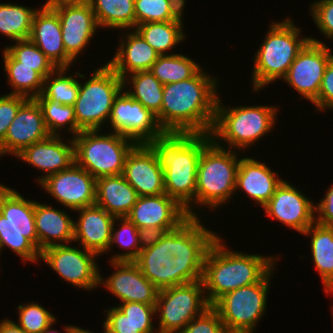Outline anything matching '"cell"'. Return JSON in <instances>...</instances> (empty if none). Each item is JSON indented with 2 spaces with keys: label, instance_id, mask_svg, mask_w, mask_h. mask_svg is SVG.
Masks as SVG:
<instances>
[{
  "label": "cell",
  "instance_id": "cell-1",
  "mask_svg": "<svg viewBox=\"0 0 333 333\" xmlns=\"http://www.w3.org/2000/svg\"><path fill=\"white\" fill-rule=\"evenodd\" d=\"M189 216L176 229L146 237L134 261L159 290L202 280L204 259L219 236Z\"/></svg>",
  "mask_w": 333,
  "mask_h": 333
},
{
  "label": "cell",
  "instance_id": "cell-2",
  "mask_svg": "<svg viewBox=\"0 0 333 333\" xmlns=\"http://www.w3.org/2000/svg\"><path fill=\"white\" fill-rule=\"evenodd\" d=\"M202 69L187 80L163 85L156 119L164 132L210 134L219 97L218 79Z\"/></svg>",
  "mask_w": 333,
  "mask_h": 333
},
{
  "label": "cell",
  "instance_id": "cell-3",
  "mask_svg": "<svg viewBox=\"0 0 333 333\" xmlns=\"http://www.w3.org/2000/svg\"><path fill=\"white\" fill-rule=\"evenodd\" d=\"M211 141L210 134L164 132L148 143L163 170L165 193L185 208L188 216H199L192 210L197 168L202 150Z\"/></svg>",
  "mask_w": 333,
  "mask_h": 333
},
{
  "label": "cell",
  "instance_id": "cell-4",
  "mask_svg": "<svg viewBox=\"0 0 333 333\" xmlns=\"http://www.w3.org/2000/svg\"><path fill=\"white\" fill-rule=\"evenodd\" d=\"M276 258L228 250L218 236L204 259L202 282L208 303L213 305L228 292L260 282L275 269Z\"/></svg>",
  "mask_w": 333,
  "mask_h": 333
},
{
  "label": "cell",
  "instance_id": "cell-5",
  "mask_svg": "<svg viewBox=\"0 0 333 333\" xmlns=\"http://www.w3.org/2000/svg\"><path fill=\"white\" fill-rule=\"evenodd\" d=\"M300 32L299 27L289 18L282 22H272L255 55L251 75L254 92L287 75L296 56L311 38L300 36Z\"/></svg>",
  "mask_w": 333,
  "mask_h": 333
},
{
  "label": "cell",
  "instance_id": "cell-6",
  "mask_svg": "<svg viewBox=\"0 0 333 333\" xmlns=\"http://www.w3.org/2000/svg\"><path fill=\"white\" fill-rule=\"evenodd\" d=\"M220 99L217 100L214 124L210 132L211 140L218 146L227 143V148L231 150H245L275 126L278 109L275 106L226 108Z\"/></svg>",
  "mask_w": 333,
  "mask_h": 333
},
{
  "label": "cell",
  "instance_id": "cell-7",
  "mask_svg": "<svg viewBox=\"0 0 333 333\" xmlns=\"http://www.w3.org/2000/svg\"><path fill=\"white\" fill-rule=\"evenodd\" d=\"M237 152L211 141L199 159L196 179V203L211 209L227 203L233 196L240 158Z\"/></svg>",
  "mask_w": 333,
  "mask_h": 333
},
{
  "label": "cell",
  "instance_id": "cell-8",
  "mask_svg": "<svg viewBox=\"0 0 333 333\" xmlns=\"http://www.w3.org/2000/svg\"><path fill=\"white\" fill-rule=\"evenodd\" d=\"M5 246L24 262L40 258L34 200L25 199L12 188L0 198V250Z\"/></svg>",
  "mask_w": 333,
  "mask_h": 333
},
{
  "label": "cell",
  "instance_id": "cell-9",
  "mask_svg": "<svg viewBox=\"0 0 333 333\" xmlns=\"http://www.w3.org/2000/svg\"><path fill=\"white\" fill-rule=\"evenodd\" d=\"M83 130L72 136L75 147V163L95 179L123 174L129 151L136 144L133 140L111 132Z\"/></svg>",
  "mask_w": 333,
  "mask_h": 333
},
{
  "label": "cell",
  "instance_id": "cell-10",
  "mask_svg": "<svg viewBox=\"0 0 333 333\" xmlns=\"http://www.w3.org/2000/svg\"><path fill=\"white\" fill-rule=\"evenodd\" d=\"M121 90L122 78L108 64L97 68L84 84L79 82V93L74 104L78 133L101 130L103 123L108 122L114 99Z\"/></svg>",
  "mask_w": 333,
  "mask_h": 333
},
{
  "label": "cell",
  "instance_id": "cell-11",
  "mask_svg": "<svg viewBox=\"0 0 333 333\" xmlns=\"http://www.w3.org/2000/svg\"><path fill=\"white\" fill-rule=\"evenodd\" d=\"M273 269L258 283L240 287L220 297L212 306L229 333H253L264 316Z\"/></svg>",
  "mask_w": 333,
  "mask_h": 333
},
{
  "label": "cell",
  "instance_id": "cell-12",
  "mask_svg": "<svg viewBox=\"0 0 333 333\" xmlns=\"http://www.w3.org/2000/svg\"><path fill=\"white\" fill-rule=\"evenodd\" d=\"M202 280L159 290L155 313L159 314L158 332L179 333L211 305L204 295Z\"/></svg>",
  "mask_w": 333,
  "mask_h": 333
},
{
  "label": "cell",
  "instance_id": "cell-13",
  "mask_svg": "<svg viewBox=\"0 0 333 333\" xmlns=\"http://www.w3.org/2000/svg\"><path fill=\"white\" fill-rule=\"evenodd\" d=\"M97 254L86 249L71 247L70 244L53 245L40 252V258L63 280L85 290L99 286L100 270Z\"/></svg>",
  "mask_w": 333,
  "mask_h": 333
},
{
  "label": "cell",
  "instance_id": "cell-14",
  "mask_svg": "<svg viewBox=\"0 0 333 333\" xmlns=\"http://www.w3.org/2000/svg\"><path fill=\"white\" fill-rule=\"evenodd\" d=\"M333 59L330 48L318 39L310 41L296 56L283 78L303 98L312 103L317 99L328 63Z\"/></svg>",
  "mask_w": 333,
  "mask_h": 333
},
{
  "label": "cell",
  "instance_id": "cell-15",
  "mask_svg": "<svg viewBox=\"0 0 333 333\" xmlns=\"http://www.w3.org/2000/svg\"><path fill=\"white\" fill-rule=\"evenodd\" d=\"M124 90L123 88L114 99L111 108L108 122L112 132L119 133L136 144L149 143L161 136L164 131L159 126L156 115Z\"/></svg>",
  "mask_w": 333,
  "mask_h": 333
},
{
  "label": "cell",
  "instance_id": "cell-16",
  "mask_svg": "<svg viewBox=\"0 0 333 333\" xmlns=\"http://www.w3.org/2000/svg\"><path fill=\"white\" fill-rule=\"evenodd\" d=\"M188 217L185 208L166 193L139 196L127 216L146 236L174 230Z\"/></svg>",
  "mask_w": 333,
  "mask_h": 333
},
{
  "label": "cell",
  "instance_id": "cell-17",
  "mask_svg": "<svg viewBox=\"0 0 333 333\" xmlns=\"http://www.w3.org/2000/svg\"><path fill=\"white\" fill-rule=\"evenodd\" d=\"M40 185L65 208L77 210L95 204L96 179L74 163L70 168L48 176Z\"/></svg>",
  "mask_w": 333,
  "mask_h": 333
},
{
  "label": "cell",
  "instance_id": "cell-18",
  "mask_svg": "<svg viewBox=\"0 0 333 333\" xmlns=\"http://www.w3.org/2000/svg\"><path fill=\"white\" fill-rule=\"evenodd\" d=\"M262 208L269 218L276 219L301 234L315 223L313 200L286 181L280 184Z\"/></svg>",
  "mask_w": 333,
  "mask_h": 333
},
{
  "label": "cell",
  "instance_id": "cell-19",
  "mask_svg": "<svg viewBox=\"0 0 333 333\" xmlns=\"http://www.w3.org/2000/svg\"><path fill=\"white\" fill-rule=\"evenodd\" d=\"M138 196H157L165 193L163 170L154 150L148 143L135 144L126 156L122 174Z\"/></svg>",
  "mask_w": 333,
  "mask_h": 333
},
{
  "label": "cell",
  "instance_id": "cell-20",
  "mask_svg": "<svg viewBox=\"0 0 333 333\" xmlns=\"http://www.w3.org/2000/svg\"><path fill=\"white\" fill-rule=\"evenodd\" d=\"M50 135L38 102L34 98H28L19 107L5 138L0 142V156H5L7 153L16 156L24 148Z\"/></svg>",
  "mask_w": 333,
  "mask_h": 333
},
{
  "label": "cell",
  "instance_id": "cell-21",
  "mask_svg": "<svg viewBox=\"0 0 333 333\" xmlns=\"http://www.w3.org/2000/svg\"><path fill=\"white\" fill-rule=\"evenodd\" d=\"M109 262L115 268V272L106 279L100 274L99 284H103L122 303H156L159 289L143 275L134 261Z\"/></svg>",
  "mask_w": 333,
  "mask_h": 333
},
{
  "label": "cell",
  "instance_id": "cell-22",
  "mask_svg": "<svg viewBox=\"0 0 333 333\" xmlns=\"http://www.w3.org/2000/svg\"><path fill=\"white\" fill-rule=\"evenodd\" d=\"M59 16L66 53L75 61L99 28L89 3L51 7Z\"/></svg>",
  "mask_w": 333,
  "mask_h": 333
},
{
  "label": "cell",
  "instance_id": "cell-23",
  "mask_svg": "<svg viewBox=\"0 0 333 333\" xmlns=\"http://www.w3.org/2000/svg\"><path fill=\"white\" fill-rule=\"evenodd\" d=\"M67 140L68 143H65L61 135H50L48 138L24 148L15 157L45 173L37 179L40 184L48 176L66 170L75 163L73 138Z\"/></svg>",
  "mask_w": 333,
  "mask_h": 333
},
{
  "label": "cell",
  "instance_id": "cell-24",
  "mask_svg": "<svg viewBox=\"0 0 333 333\" xmlns=\"http://www.w3.org/2000/svg\"><path fill=\"white\" fill-rule=\"evenodd\" d=\"M57 68H70L74 60L66 53L58 13L45 4L33 17L29 38Z\"/></svg>",
  "mask_w": 333,
  "mask_h": 333
},
{
  "label": "cell",
  "instance_id": "cell-25",
  "mask_svg": "<svg viewBox=\"0 0 333 333\" xmlns=\"http://www.w3.org/2000/svg\"><path fill=\"white\" fill-rule=\"evenodd\" d=\"M75 211L79 218L74 221L73 241L98 256L107 252L115 217L96 204Z\"/></svg>",
  "mask_w": 333,
  "mask_h": 333
},
{
  "label": "cell",
  "instance_id": "cell-26",
  "mask_svg": "<svg viewBox=\"0 0 333 333\" xmlns=\"http://www.w3.org/2000/svg\"><path fill=\"white\" fill-rule=\"evenodd\" d=\"M283 181L265 163L244 157L238 166L235 191L243 190L256 205L263 207Z\"/></svg>",
  "mask_w": 333,
  "mask_h": 333
},
{
  "label": "cell",
  "instance_id": "cell-27",
  "mask_svg": "<svg viewBox=\"0 0 333 333\" xmlns=\"http://www.w3.org/2000/svg\"><path fill=\"white\" fill-rule=\"evenodd\" d=\"M125 38H122L114 57L107 62L122 79L127 78L128 73L150 70L159 57L135 29Z\"/></svg>",
  "mask_w": 333,
  "mask_h": 333
},
{
  "label": "cell",
  "instance_id": "cell-28",
  "mask_svg": "<svg viewBox=\"0 0 333 333\" xmlns=\"http://www.w3.org/2000/svg\"><path fill=\"white\" fill-rule=\"evenodd\" d=\"M34 215L40 252L56 244L73 242L74 221L63 210L34 201Z\"/></svg>",
  "mask_w": 333,
  "mask_h": 333
},
{
  "label": "cell",
  "instance_id": "cell-29",
  "mask_svg": "<svg viewBox=\"0 0 333 333\" xmlns=\"http://www.w3.org/2000/svg\"><path fill=\"white\" fill-rule=\"evenodd\" d=\"M138 197L122 174L96 179L95 204L115 218L127 217Z\"/></svg>",
  "mask_w": 333,
  "mask_h": 333
},
{
  "label": "cell",
  "instance_id": "cell-30",
  "mask_svg": "<svg viewBox=\"0 0 333 333\" xmlns=\"http://www.w3.org/2000/svg\"><path fill=\"white\" fill-rule=\"evenodd\" d=\"M310 236V247L314 265L318 270L324 292L333 293V227L315 222L303 235Z\"/></svg>",
  "mask_w": 333,
  "mask_h": 333
},
{
  "label": "cell",
  "instance_id": "cell-31",
  "mask_svg": "<svg viewBox=\"0 0 333 333\" xmlns=\"http://www.w3.org/2000/svg\"><path fill=\"white\" fill-rule=\"evenodd\" d=\"M135 0H89L97 24L103 28H136Z\"/></svg>",
  "mask_w": 333,
  "mask_h": 333
},
{
  "label": "cell",
  "instance_id": "cell-32",
  "mask_svg": "<svg viewBox=\"0 0 333 333\" xmlns=\"http://www.w3.org/2000/svg\"><path fill=\"white\" fill-rule=\"evenodd\" d=\"M183 15L175 21L147 22L137 25L135 30L149 43L159 55H167L185 39Z\"/></svg>",
  "mask_w": 333,
  "mask_h": 333
},
{
  "label": "cell",
  "instance_id": "cell-33",
  "mask_svg": "<svg viewBox=\"0 0 333 333\" xmlns=\"http://www.w3.org/2000/svg\"><path fill=\"white\" fill-rule=\"evenodd\" d=\"M2 53L7 80L14 89L8 94L27 98L39 96L43 89L44 78L33 70V67L19 66V62L5 48Z\"/></svg>",
  "mask_w": 333,
  "mask_h": 333
},
{
  "label": "cell",
  "instance_id": "cell-34",
  "mask_svg": "<svg viewBox=\"0 0 333 333\" xmlns=\"http://www.w3.org/2000/svg\"><path fill=\"white\" fill-rule=\"evenodd\" d=\"M129 77L122 79L123 88H126L130 81L132 84V88L130 85V88L128 87L129 90L125 92L136 101H139L146 109L157 115L162 106L163 84L150 70L135 72L130 74Z\"/></svg>",
  "mask_w": 333,
  "mask_h": 333
},
{
  "label": "cell",
  "instance_id": "cell-35",
  "mask_svg": "<svg viewBox=\"0 0 333 333\" xmlns=\"http://www.w3.org/2000/svg\"><path fill=\"white\" fill-rule=\"evenodd\" d=\"M190 57L178 53L159 55L150 71L163 84L187 80L193 77L200 69Z\"/></svg>",
  "mask_w": 333,
  "mask_h": 333
},
{
  "label": "cell",
  "instance_id": "cell-36",
  "mask_svg": "<svg viewBox=\"0 0 333 333\" xmlns=\"http://www.w3.org/2000/svg\"><path fill=\"white\" fill-rule=\"evenodd\" d=\"M37 10L21 4L1 3L0 33L13 41L29 39L33 17Z\"/></svg>",
  "mask_w": 333,
  "mask_h": 333
},
{
  "label": "cell",
  "instance_id": "cell-37",
  "mask_svg": "<svg viewBox=\"0 0 333 333\" xmlns=\"http://www.w3.org/2000/svg\"><path fill=\"white\" fill-rule=\"evenodd\" d=\"M119 221L121 222L119 224L120 228L115 229V224ZM146 237L127 217L115 218L108 250L111 249V246L113 247L114 243L119 244L122 249L129 250L128 252L115 254L110 261H135L144 246Z\"/></svg>",
  "mask_w": 333,
  "mask_h": 333
},
{
  "label": "cell",
  "instance_id": "cell-38",
  "mask_svg": "<svg viewBox=\"0 0 333 333\" xmlns=\"http://www.w3.org/2000/svg\"><path fill=\"white\" fill-rule=\"evenodd\" d=\"M184 6L185 0H135L136 26L178 20L183 15Z\"/></svg>",
  "mask_w": 333,
  "mask_h": 333
},
{
  "label": "cell",
  "instance_id": "cell-39",
  "mask_svg": "<svg viewBox=\"0 0 333 333\" xmlns=\"http://www.w3.org/2000/svg\"><path fill=\"white\" fill-rule=\"evenodd\" d=\"M67 70L68 68H57L48 75L44 79L41 94L35 98H47L63 105L74 106L79 93V80L68 76Z\"/></svg>",
  "mask_w": 333,
  "mask_h": 333
},
{
  "label": "cell",
  "instance_id": "cell-40",
  "mask_svg": "<svg viewBox=\"0 0 333 333\" xmlns=\"http://www.w3.org/2000/svg\"><path fill=\"white\" fill-rule=\"evenodd\" d=\"M42 111L44 122L51 135H60L59 131L68 125L66 132L76 136L78 125L75 117L74 106L63 105L47 98H34Z\"/></svg>",
  "mask_w": 333,
  "mask_h": 333
},
{
  "label": "cell",
  "instance_id": "cell-41",
  "mask_svg": "<svg viewBox=\"0 0 333 333\" xmlns=\"http://www.w3.org/2000/svg\"><path fill=\"white\" fill-rule=\"evenodd\" d=\"M18 62L19 66L33 67L44 79L55 72L57 67L30 40H18L15 45L5 48Z\"/></svg>",
  "mask_w": 333,
  "mask_h": 333
},
{
  "label": "cell",
  "instance_id": "cell-42",
  "mask_svg": "<svg viewBox=\"0 0 333 333\" xmlns=\"http://www.w3.org/2000/svg\"><path fill=\"white\" fill-rule=\"evenodd\" d=\"M18 325L27 333H42L56 318L38 303L18 305Z\"/></svg>",
  "mask_w": 333,
  "mask_h": 333
},
{
  "label": "cell",
  "instance_id": "cell-43",
  "mask_svg": "<svg viewBox=\"0 0 333 333\" xmlns=\"http://www.w3.org/2000/svg\"><path fill=\"white\" fill-rule=\"evenodd\" d=\"M117 308L128 317L141 333L157 332V328L155 330L153 324V316L156 315L155 304L125 302Z\"/></svg>",
  "mask_w": 333,
  "mask_h": 333
},
{
  "label": "cell",
  "instance_id": "cell-44",
  "mask_svg": "<svg viewBox=\"0 0 333 333\" xmlns=\"http://www.w3.org/2000/svg\"><path fill=\"white\" fill-rule=\"evenodd\" d=\"M179 333H229L217 310L211 305L190 321Z\"/></svg>",
  "mask_w": 333,
  "mask_h": 333
},
{
  "label": "cell",
  "instance_id": "cell-45",
  "mask_svg": "<svg viewBox=\"0 0 333 333\" xmlns=\"http://www.w3.org/2000/svg\"><path fill=\"white\" fill-rule=\"evenodd\" d=\"M314 23L325 36L333 39V0L314 1L310 6Z\"/></svg>",
  "mask_w": 333,
  "mask_h": 333
},
{
  "label": "cell",
  "instance_id": "cell-46",
  "mask_svg": "<svg viewBox=\"0 0 333 333\" xmlns=\"http://www.w3.org/2000/svg\"><path fill=\"white\" fill-rule=\"evenodd\" d=\"M27 99L25 96L14 94L0 96V142L5 138L7 129L16 117L19 107Z\"/></svg>",
  "mask_w": 333,
  "mask_h": 333
},
{
  "label": "cell",
  "instance_id": "cell-47",
  "mask_svg": "<svg viewBox=\"0 0 333 333\" xmlns=\"http://www.w3.org/2000/svg\"><path fill=\"white\" fill-rule=\"evenodd\" d=\"M103 323L109 333H141L128 317L117 307L108 308Z\"/></svg>",
  "mask_w": 333,
  "mask_h": 333
},
{
  "label": "cell",
  "instance_id": "cell-48",
  "mask_svg": "<svg viewBox=\"0 0 333 333\" xmlns=\"http://www.w3.org/2000/svg\"><path fill=\"white\" fill-rule=\"evenodd\" d=\"M317 111H324V109H333V59L328 63L325 70L319 95L313 102Z\"/></svg>",
  "mask_w": 333,
  "mask_h": 333
},
{
  "label": "cell",
  "instance_id": "cell-49",
  "mask_svg": "<svg viewBox=\"0 0 333 333\" xmlns=\"http://www.w3.org/2000/svg\"><path fill=\"white\" fill-rule=\"evenodd\" d=\"M327 190L325 197L315 205V213H318L315 222L333 227V185Z\"/></svg>",
  "mask_w": 333,
  "mask_h": 333
},
{
  "label": "cell",
  "instance_id": "cell-50",
  "mask_svg": "<svg viewBox=\"0 0 333 333\" xmlns=\"http://www.w3.org/2000/svg\"><path fill=\"white\" fill-rule=\"evenodd\" d=\"M0 333H27L17 323L4 319L0 323Z\"/></svg>",
  "mask_w": 333,
  "mask_h": 333
},
{
  "label": "cell",
  "instance_id": "cell-51",
  "mask_svg": "<svg viewBox=\"0 0 333 333\" xmlns=\"http://www.w3.org/2000/svg\"><path fill=\"white\" fill-rule=\"evenodd\" d=\"M89 3V0H47L45 5L48 7H55L67 4H83Z\"/></svg>",
  "mask_w": 333,
  "mask_h": 333
},
{
  "label": "cell",
  "instance_id": "cell-52",
  "mask_svg": "<svg viewBox=\"0 0 333 333\" xmlns=\"http://www.w3.org/2000/svg\"><path fill=\"white\" fill-rule=\"evenodd\" d=\"M103 328H104V332L103 333H109L108 330L105 328L104 325H103ZM74 333H94V332H91V331H88V330H84V329L79 328L78 326H76V328L74 330Z\"/></svg>",
  "mask_w": 333,
  "mask_h": 333
},
{
  "label": "cell",
  "instance_id": "cell-53",
  "mask_svg": "<svg viewBox=\"0 0 333 333\" xmlns=\"http://www.w3.org/2000/svg\"><path fill=\"white\" fill-rule=\"evenodd\" d=\"M55 322H56V320L52 324H50L48 327H46L42 331V333H59L57 330H53L52 327H51L52 325H54Z\"/></svg>",
  "mask_w": 333,
  "mask_h": 333
},
{
  "label": "cell",
  "instance_id": "cell-54",
  "mask_svg": "<svg viewBox=\"0 0 333 333\" xmlns=\"http://www.w3.org/2000/svg\"><path fill=\"white\" fill-rule=\"evenodd\" d=\"M9 190V187L0 184V198Z\"/></svg>",
  "mask_w": 333,
  "mask_h": 333
},
{
  "label": "cell",
  "instance_id": "cell-55",
  "mask_svg": "<svg viewBox=\"0 0 333 333\" xmlns=\"http://www.w3.org/2000/svg\"><path fill=\"white\" fill-rule=\"evenodd\" d=\"M65 328V332L66 333H74V330H75V328H76V326H73V325H67V326H64Z\"/></svg>",
  "mask_w": 333,
  "mask_h": 333
}]
</instances>
